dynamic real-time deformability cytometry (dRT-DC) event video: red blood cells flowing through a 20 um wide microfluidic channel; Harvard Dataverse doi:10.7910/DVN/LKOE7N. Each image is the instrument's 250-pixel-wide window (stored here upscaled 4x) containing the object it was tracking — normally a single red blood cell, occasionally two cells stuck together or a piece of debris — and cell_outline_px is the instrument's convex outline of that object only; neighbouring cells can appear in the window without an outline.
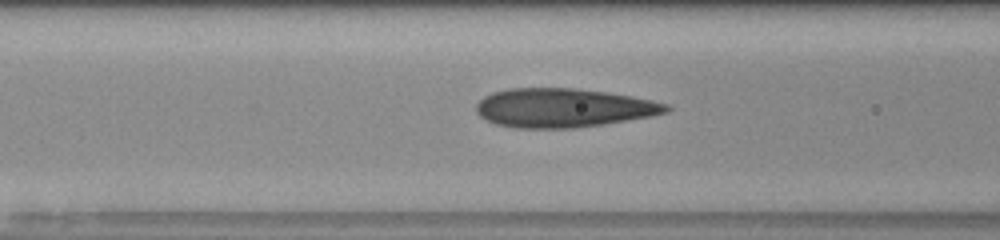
{"species": "human", "species_latin": "Homo sapiens", "temperature_condition": "room temperature", "stored_images_in_passage": 26, "camera_frame_rate_fps": 3000, "um_per_image_px": 0.085, "donor": {"sex": "male"}, "frame": {"image": 1, "passage_image": 5, "time_ms": 1.333, "image_size_px": [1000, 240], "cell_outline_px": [[672, 108], [668, 112], [652, 116], [604, 124], [576, 128], [516, 128], [496, 124], [480, 116], [476, 112], [476, 104], [484, 96], [492, 92], [508, 88], [576, 88], [632, 96], [652, 100], [668, 104]], "centroid_in_image_um": [47.89, 9.17], "position_along_channel_um": 118.7, "area_um2": 43.23}}